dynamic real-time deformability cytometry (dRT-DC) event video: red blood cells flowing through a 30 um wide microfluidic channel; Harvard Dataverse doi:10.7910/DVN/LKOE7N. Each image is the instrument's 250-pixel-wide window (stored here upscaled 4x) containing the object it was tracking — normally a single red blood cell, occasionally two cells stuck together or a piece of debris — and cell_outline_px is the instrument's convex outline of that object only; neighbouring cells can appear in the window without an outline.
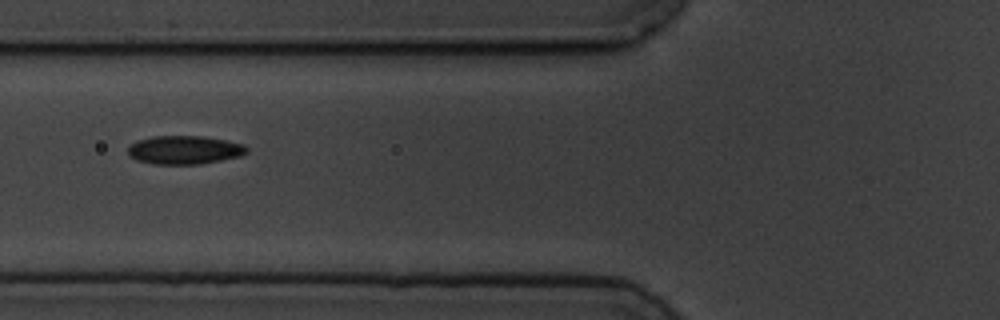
{"species": "common noctule bat (a hibernating species)", "species_latin": "Nyctalus noctula", "temperature_condition": "cold", "stored_images_in_passage": 14, "camera_frame_rate_fps": 3000, "um_per_image_px": 0.085, "animal": {"sex": "male", "body_mass_g": 19.5, "forearm_length_mm": 54.6}, "frame": {"image": 1, "passage_image": 5, "time_ms": 6.333, "image_size_px": [1000, 320], "cell_outline_px": [[248, 152], [240, 156], [200, 164], [152, 164], [136, 160], [128, 156], [128, 148], [136, 140], [152, 136], [200, 136], [224, 140], [244, 144], [248, 148]], "centroid_in_image_um": [15.65, 12.75], "position_along_channel_um": 110.2, "area_um2": 19.77}}
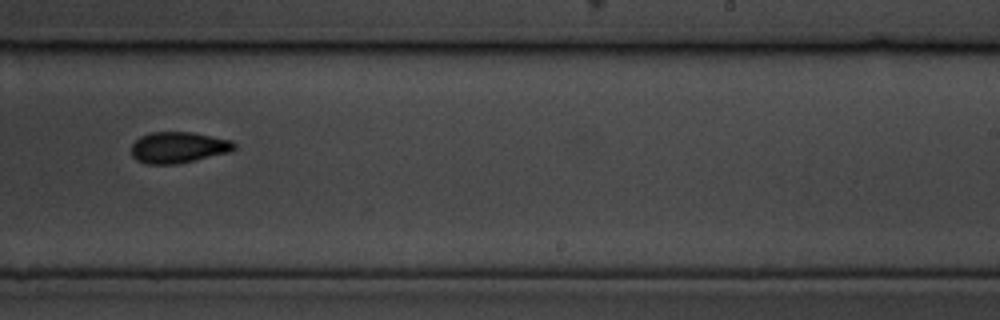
{"frame": {"image": 2, "passage_image": 9, "time_ms": 11.0, "image_size_px": [1000, 320], "cell_outline_px": [[236, 148], [232, 152], [180, 164], [148, 164], [136, 160], [132, 156], [132, 144], [140, 136], [152, 132], [192, 132], [232, 140], [236, 144]], "centroid_in_image_um": [15.2, 12.54], "position_along_channel_um": 273.8, "area_um2": 18.96}}
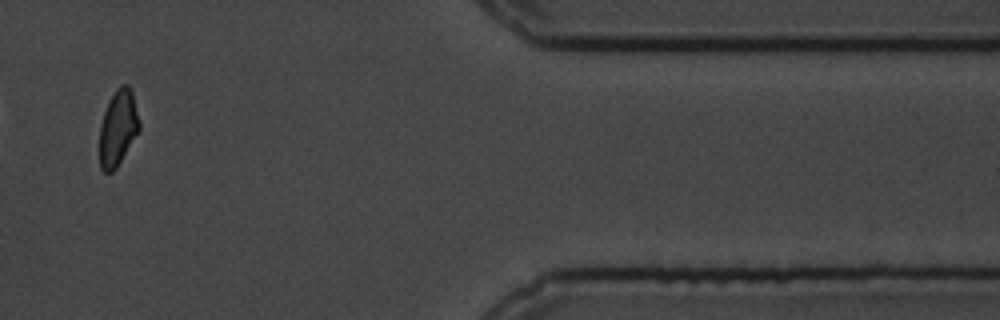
{"frame": {"image": 3, "passage_image": 13, "time_ms": 15.667, "image_size_px": [1000, 320], "cell_outline_px": [[140, 128], [116, 168], [112, 172], [104, 172], [100, 168], [100, 124], [104, 112], [116, 88], [120, 84], [128, 84], [132, 92], [140, 124]], "centroid_in_image_um": [10.02, 10.86], "position_along_channel_um": 401.4, "area_um2": 17.22}, "authors_computed_cell_mechanics": {"area_um2": 19.2763, "velocity_mm_per_s": 3.5015, "shape_relaxation_time_tau1_ms": 6.0006, "shape_relaxation_time_tau2_ms": null, "deformation_change_tau1": 0.1175, "deformation_change_tau2": null}}